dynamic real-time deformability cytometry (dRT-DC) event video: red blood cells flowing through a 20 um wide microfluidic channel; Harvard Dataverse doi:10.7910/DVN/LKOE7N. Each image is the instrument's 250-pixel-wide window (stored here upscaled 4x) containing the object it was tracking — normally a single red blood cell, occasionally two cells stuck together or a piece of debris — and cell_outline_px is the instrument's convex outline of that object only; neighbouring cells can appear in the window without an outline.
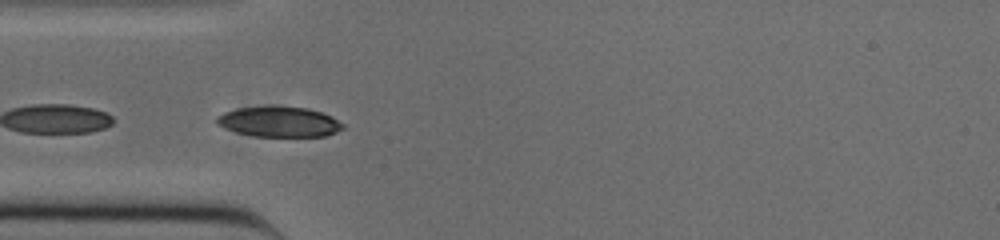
{"species": "common noctule bat (a hibernating species)", "species_latin": "Nyctalus noctula", "temperature_condition": "cold", "stored_images_in_passage": 41, "camera_frame_rate_fps": 3000, "um_per_image_px": 0.085, "animal": {"sex": "male", "body_mass_g": 20.0, "forearm_length_mm": 53.3}, "frame": {"image": 1, "passage_image": 14, "time_ms": 4.333, "image_size_px": [1000, 240], "cell_outline_px": [[344, 128], [336, 132], [324, 136], [256, 136], [236, 132], [224, 128], [216, 124], [216, 116], [224, 112], [236, 108], [308, 108], [332, 116], [344, 124]], "centroid_in_image_um": [23.72, 10.38], "position_along_channel_um": 61.3, "area_um2": 21.73}}
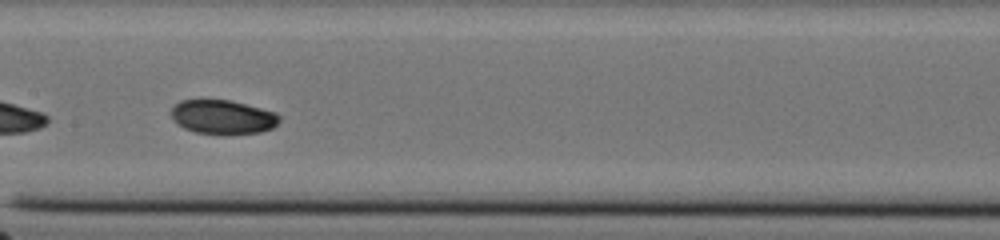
{"frame": {"image": 2, "passage_image": 24, "time_ms": 7.667, "image_size_px": [1000, 240], "cell_outline_px": [[280, 120], [272, 128], [260, 132], [196, 132], [184, 128], [176, 124], [172, 120], [172, 108], [180, 100], [228, 100], [276, 112], [280, 116]], "centroid_in_image_um": [18.91, 9.92], "position_along_channel_um": 188.5, "area_um2": 20.81}}
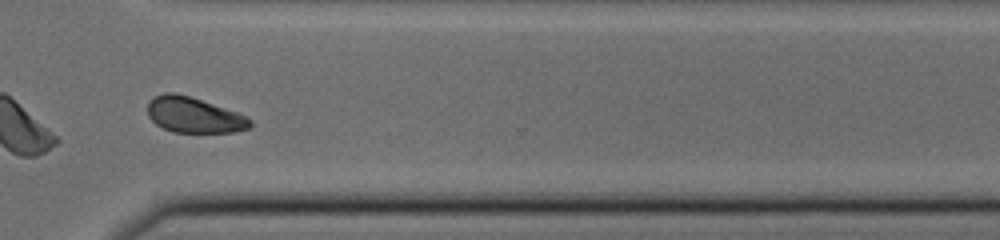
{"frame": {"image": 3, "passage_image": 37, "time_ms": 12.0, "image_size_px": [1000, 240], "cell_outline_px": [[252, 124], [248, 128], [232, 132], [172, 132], [156, 124], [148, 116], [148, 100], [152, 96], [164, 92], [176, 92], [236, 112], [252, 120]], "centroid_in_image_um": [16.42, 9.77], "position_along_channel_um": 354.2, "area_um2": 21.04}, "authors_computed_cell_mechanics": {"area_um2": 22.3686, "velocity_mm_per_s": 3.8132, "shape_relaxation_time_tau1_ms": 1.9088, "shape_relaxation_time_tau2_ms": null, "deformation_change_tau1": 0.0766, "deformation_change_tau2": null}}